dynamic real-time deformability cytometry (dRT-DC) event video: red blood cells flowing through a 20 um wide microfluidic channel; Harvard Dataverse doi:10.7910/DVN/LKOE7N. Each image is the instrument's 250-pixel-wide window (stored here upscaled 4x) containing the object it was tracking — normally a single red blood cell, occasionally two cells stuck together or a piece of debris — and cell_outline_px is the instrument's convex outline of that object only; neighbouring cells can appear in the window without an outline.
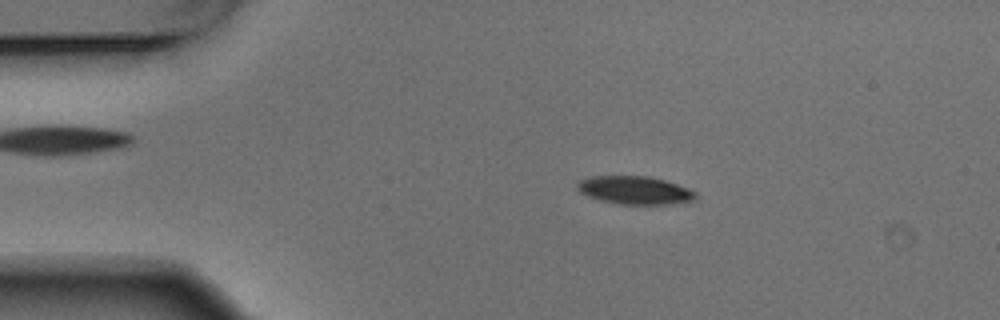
{"species": "Egyptian fruit bat (a non-hibernating species)", "species_latin": "Rousettus aegyptiacus", "temperature_condition": "warm", "stored_images_in_passage": 4, "camera_frame_rate_fps": 3000, "um_per_image_px": 0.085, "animal": {"sex": "male"}, "frame": {"image": 1, "passage_image": 2, "time_ms": 0.333, "image_size_px": [1000, 320], "cell_outline_px": [[696, 196], [692, 200], [672, 204], [616, 204], [600, 200], [588, 196], [580, 192], [576, 188], [576, 184], [580, 180], [592, 176], [648, 176], [664, 180], [688, 188], [696, 192]], "centroid_in_image_um": [53.92, 16.17], "position_along_channel_um": 31.1, "area_um2": 19.31}}
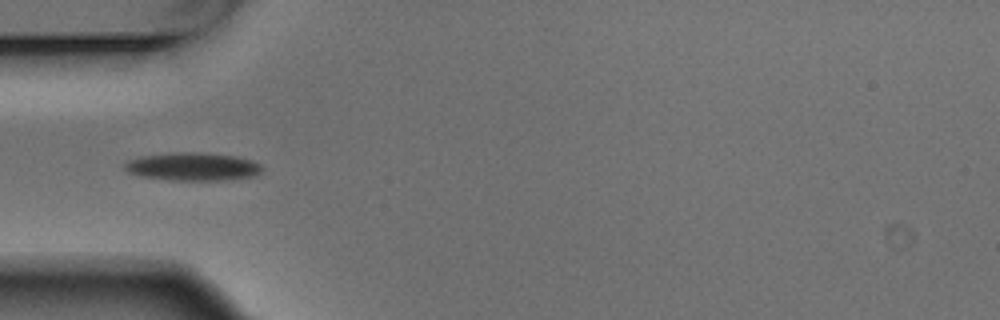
{"frame": {"image": 2, "passage_image": 4, "time_ms": 1.0, "image_size_px": [1000, 320], "cell_outline_px": [[264, 168], [260, 172], [252, 176], [224, 180], [168, 180], [140, 176], [128, 172], [124, 168], [124, 164], [128, 160], [140, 156], [176, 152], [200, 152], [236, 156], [252, 160], [260, 164]], "centroid_in_image_um": [16.37, 14.16], "position_along_channel_um": 68.6, "area_um2": 22.54}}